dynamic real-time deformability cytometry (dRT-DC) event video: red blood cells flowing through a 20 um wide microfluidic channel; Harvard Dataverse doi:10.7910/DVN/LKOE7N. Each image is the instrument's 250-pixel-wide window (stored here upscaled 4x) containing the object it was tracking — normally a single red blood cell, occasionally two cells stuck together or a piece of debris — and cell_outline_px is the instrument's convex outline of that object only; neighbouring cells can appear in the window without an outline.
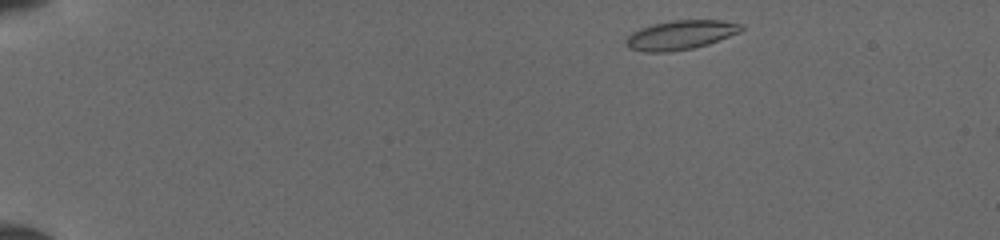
{"species": "common noctule bat (a hibernating species)", "species_latin": "Nyctalus noctula", "temperature_condition": "cold", "stored_images_in_passage": 7, "camera_frame_rate_fps": 3000, "um_per_image_px": 0.085, "animal": {"sex": "female", "body_mass_g": 19.5, "forearm_length_mm": 54.1}, "frame": {"image": 1, "passage_image": 1, "time_ms": 0.0, "image_size_px": [1000, 240], "cell_outline_px": [[744, 28], [740, 32], [708, 44], [692, 48], [668, 52], [644, 52], [628, 48], [624, 44], [624, 40], [632, 32], [640, 28], [652, 24], [672, 20], [720, 20], [740, 24]], "centroid_in_image_um": [57.79, 2.98], "position_along_channel_um": 27.2, "area_um2": 19.65}}